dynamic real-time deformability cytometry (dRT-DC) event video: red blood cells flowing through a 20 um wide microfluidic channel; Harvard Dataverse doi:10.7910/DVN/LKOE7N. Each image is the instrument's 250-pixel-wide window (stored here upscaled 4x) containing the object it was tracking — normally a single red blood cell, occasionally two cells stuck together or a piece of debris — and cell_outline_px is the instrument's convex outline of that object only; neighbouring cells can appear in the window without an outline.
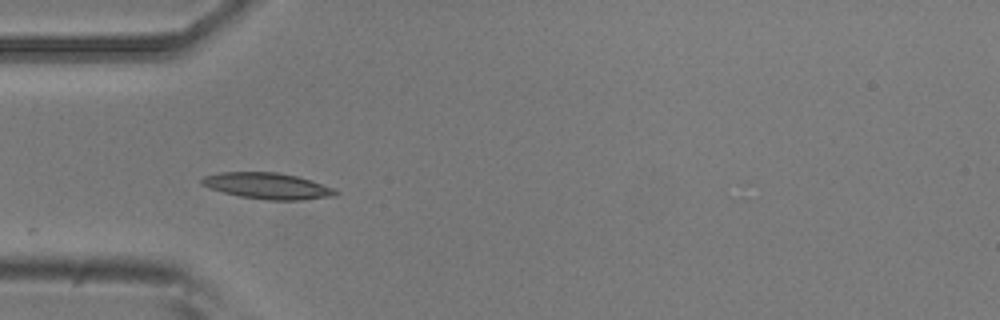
{"species": "common noctule bat (a hibernating species)", "species_latin": "Nyctalus noctula", "temperature_condition": "room temperature", "stored_images_in_passage": 5, "camera_frame_rate_fps": 3000, "um_per_image_px": 0.085, "animal": {"sex": "male", "body_mass_g": 20.5, "forearm_length_mm": 52.5}, "frame": {"image": 1, "passage_image": 1, "time_ms": 0.0, "image_size_px": [1000, 320], "cell_outline_px": [[340, 192], [336, 196], [300, 200], [268, 200], [240, 196], [208, 188], [200, 184], [200, 180], [204, 176], [220, 172], [276, 172], [296, 176], [312, 180], [332, 188]], "centroid_in_image_um": [22.73, 15.8], "position_along_channel_um": 62.3, "area_um2": 20.4}}
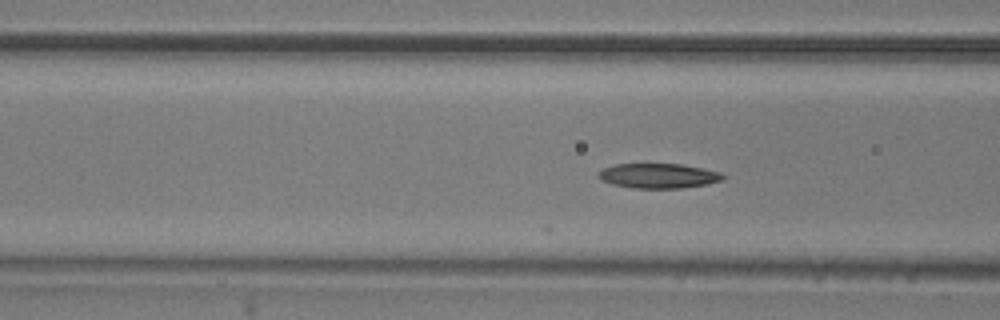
{"frame": {"image": 2, "passage_image": 5, "time_ms": 1.333, "image_size_px": [1000, 320], "cell_outline_px": [[728, 176], [720, 180], [708, 184], [680, 188], [632, 188], [612, 184], [600, 180], [596, 176], [604, 168], [616, 164], [680, 164], [704, 168], [720, 172]], "centroid_in_image_um": [55.98, 14.94], "position_along_channel_um": 110.6, "area_um2": 18.03}}